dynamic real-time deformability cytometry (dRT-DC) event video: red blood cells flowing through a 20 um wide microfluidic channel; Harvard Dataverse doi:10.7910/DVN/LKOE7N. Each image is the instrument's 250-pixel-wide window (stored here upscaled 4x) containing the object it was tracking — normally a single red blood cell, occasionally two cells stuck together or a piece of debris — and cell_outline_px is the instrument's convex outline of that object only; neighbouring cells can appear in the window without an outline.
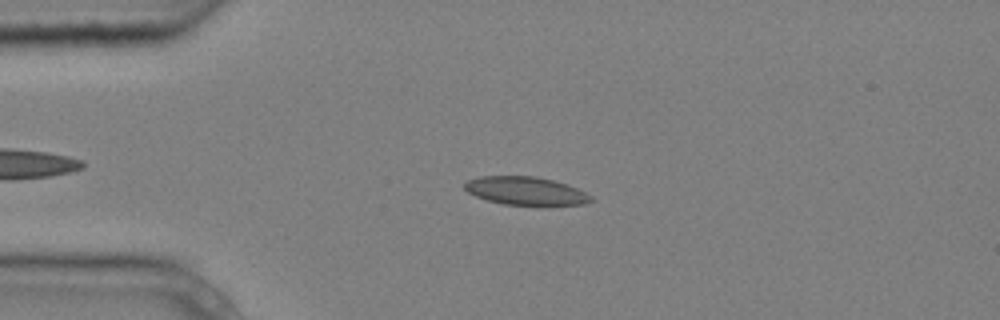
{"species": "common noctule bat (a hibernating species)", "species_latin": "Nyctalus noctula", "temperature_condition": "cold", "stored_images_in_passage": 7, "camera_frame_rate_fps": 3000, "um_per_image_px": 0.085, "animal": {"sex": "male", "body_mass_g": 20.4}, "frame": {"image": 1, "passage_image": 3, "time_ms": 0.667, "image_size_px": [1000, 320], "cell_outline_px": [[596, 200], [584, 204], [536, 208], [504, 204], [488, 200], [476, 196], [468, 192], [464, 188], [464, 184], [468, 180], [480, 176], [536, 176], [552, 180], [576, 188], [592, 196]], "centroid_in_image_um": [44.74, 16.28], "position_along_channel_um": 40.3, "area_um2": 21.5}}
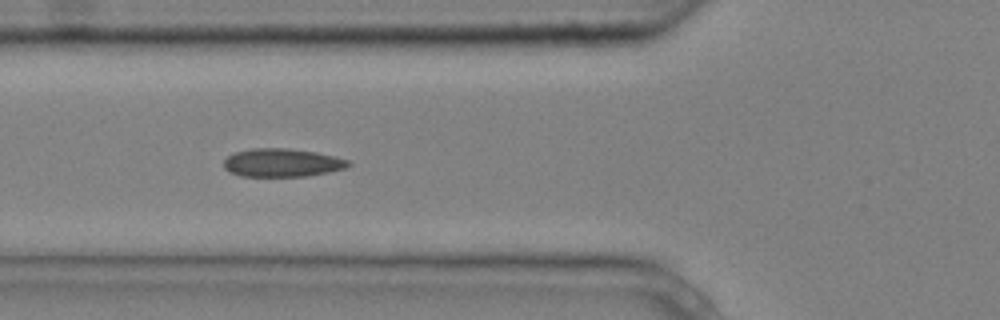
{"frame": {"image": 2, "passage_image": 5, "time_ms": 1.333, "image_size_px": [1000, 320], "cell_outline_px": [[352, 164], [348, 168], [328, 172], [304, 176], [240, 176], [224, 168], [224, 160], [228, 156], [236, 152], [252, 148], [288, 148], [316, 152], [336, 156], [348, 160]], "centroid_in_image_um": [24.02, 13.82], "position_along_channel_um": 101.8, "area_um2": 20.52}}